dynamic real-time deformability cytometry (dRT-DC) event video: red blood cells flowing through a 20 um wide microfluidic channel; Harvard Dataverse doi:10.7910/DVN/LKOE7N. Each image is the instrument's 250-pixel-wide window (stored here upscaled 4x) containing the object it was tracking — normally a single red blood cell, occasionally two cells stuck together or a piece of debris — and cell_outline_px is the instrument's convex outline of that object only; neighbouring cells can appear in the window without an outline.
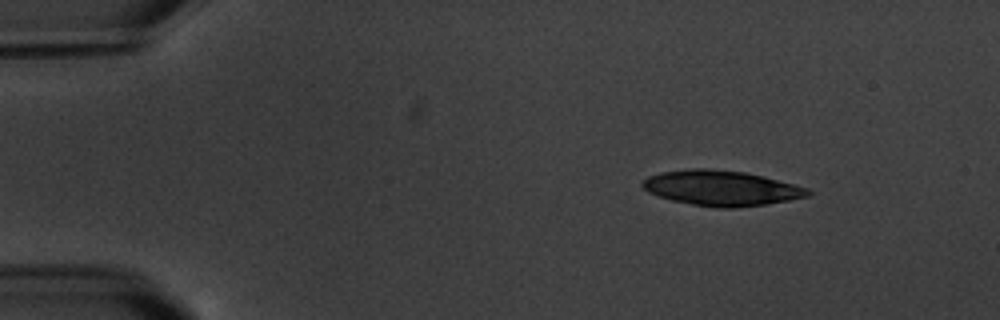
{"species": "common noctule bat (a hibernating species)", "species_latin": "Nyctalus noctula", "temperature_condition": "warm", "stored_images_in_passage": 5, "camera_frame_rate_fps": 3000, "um_per_image_px": 0.085, "animal": {"sex": "male", "body_mass_g": 20.1, "forearm_length_mm": 53.5}, "frame": {"image": 1, "passage_image": 1, "time_ms": 0.0, "image_size_px": [1000, 320], "cell_outline_px": [[812, 192], [808, 196], [788, 200], [764, 204], [736, 208], [716, 208], [692, 204], [672, 200], [648, 192], [640, 184], [648, 176], [660, 172], [692, 168], [708, 168], [744, 172], [764, 176], [808, 188]], "centroid_in_image_um": [61.3, 15.98], "position_along_channel_um": 23.7, "area_um2": 33.81}}